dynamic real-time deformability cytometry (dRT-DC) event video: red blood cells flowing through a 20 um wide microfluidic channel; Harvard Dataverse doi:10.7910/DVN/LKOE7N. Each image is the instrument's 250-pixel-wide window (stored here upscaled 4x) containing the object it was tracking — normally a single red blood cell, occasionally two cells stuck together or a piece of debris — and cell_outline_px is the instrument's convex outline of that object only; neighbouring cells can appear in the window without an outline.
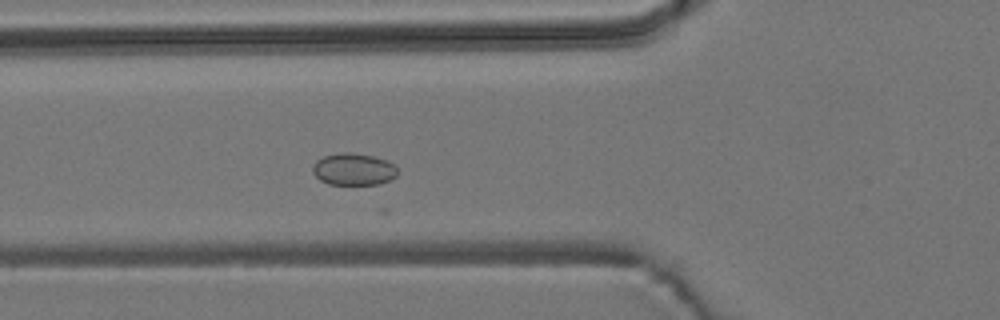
{"species": "common noctule bat (a hibernating species)", "species_latin": "Nyctalus noctula", "temperature_condition": "room temperature", "stored_images_in_passage": 12, "camera_frame_rate_fps": 3000, "um_per_image_px": 0.085, "animal": {"sex": "male", "body_mass_g": 19.2, "forearm_length_mm": 51.8}, "frame": {"image": 1, "passage_image": 3, "time_ms": 0.667, "image_size_px": [1000, 320], "cell_outline_px": [[396, 176], [380, 184], [328, 184], [320, 180], [312, 172], [312, 164], [316, 160], [324, 156], [344, 152], [348, 152], [372, 156], [388, 160], [396, 168]], "centroid_in_image_um": [30.01, 14.39], "position_along_channel_um": 95.8, "area_um2": 15.72}}
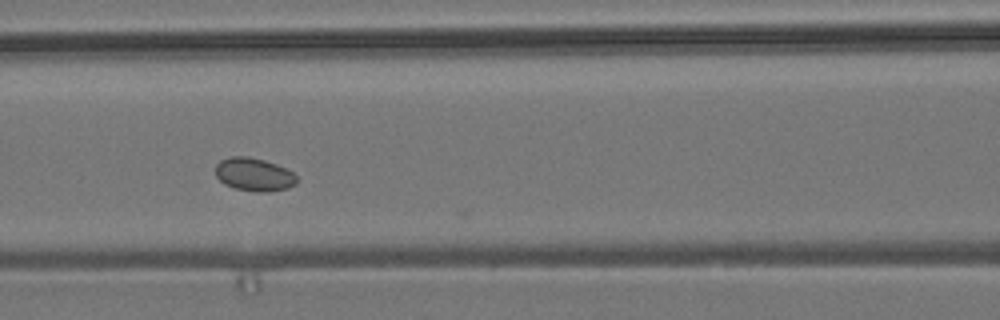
{"frame": {"image": 2, "passage_image": 7, "time_ms": 2.0, "image_size_px": [1000, 320], "cell_outline_px": [[296, 184], [288, 188], [268, 192], [256, 192], [236, 188], [224, 184], [216, 176], [216, 164], [220, 160], [232, 156], [248, 156], [264, 160], [276, 164], [292, 172], [296, 176]], "centroid_in_image_um": [21.58, 14.83], "position_along_channel_um": 145.0, "area_um2": 15.66}}
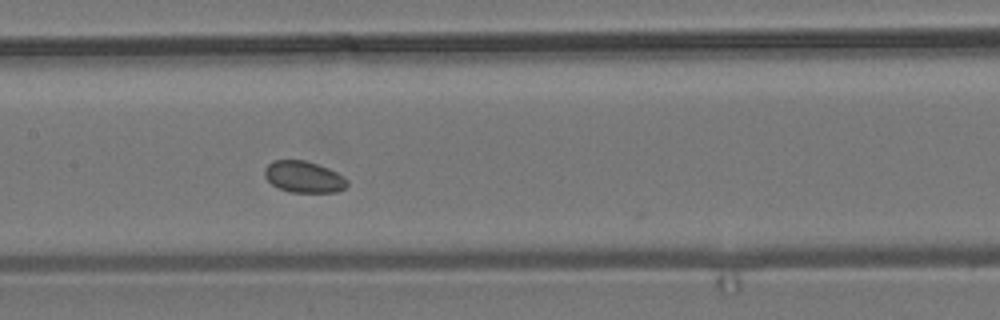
{"frame": {"image": 3, "passage_image": 10, "time_ms": 3.0, "image_size_px": [1000, 320], "cell_outline_px": [[348, 184], [344, 188], [336, 192], [288, 192], [272, 184], [264, 176], [264, 168], [272, 160], [304, 160], [328, 168], [344, 176], [348, 180]], "centroid_in_image_um": [25.81, 15.03], "position_along_channel_um": 181.6, "area_um2": 15.14}}